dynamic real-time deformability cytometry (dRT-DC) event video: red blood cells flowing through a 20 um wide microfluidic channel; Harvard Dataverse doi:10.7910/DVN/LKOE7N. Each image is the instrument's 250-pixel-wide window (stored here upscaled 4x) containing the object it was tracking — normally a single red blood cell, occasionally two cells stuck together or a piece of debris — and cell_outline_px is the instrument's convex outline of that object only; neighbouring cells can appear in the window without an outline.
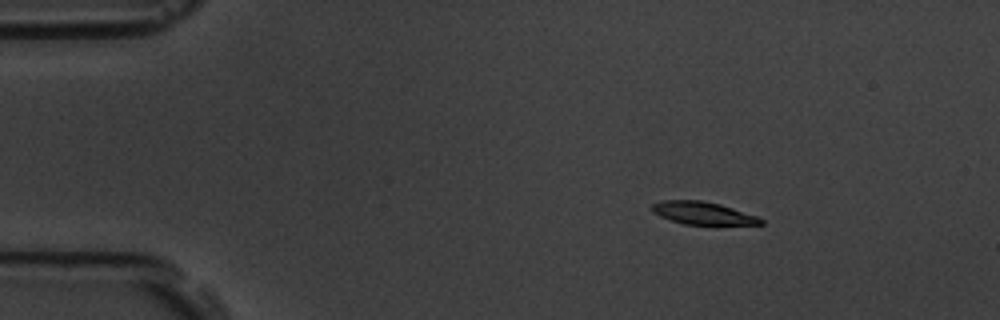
{"species": "common noctule bat (a hibernating species)", "species_latin": "Nyctalus noctula", "temperature_condition": "room temperature", "stored_images_in_passage": 5, "camera_frame_rate_fps": 3000, "um_per_image_px": 0.085, "animal": {"sex": "male", "body_mass_g": 19.5, "forearm_length_mm": 54.6}, "frame": {"image": 1, "passage_image": 2, "time_ms": 1.0, "image_size_px": [1000, 320], "cell_outline_px": [[764, 224], [684, 224], [668, 220], [652, 212], [652, 204], [660, 200], [700, 200], [720, 204], [756, 216], [764, 220]], "centroid_in_image_um": [59.68, 18.11], "position_along_channel_um": 25.3, "area_um2": 14.22}}
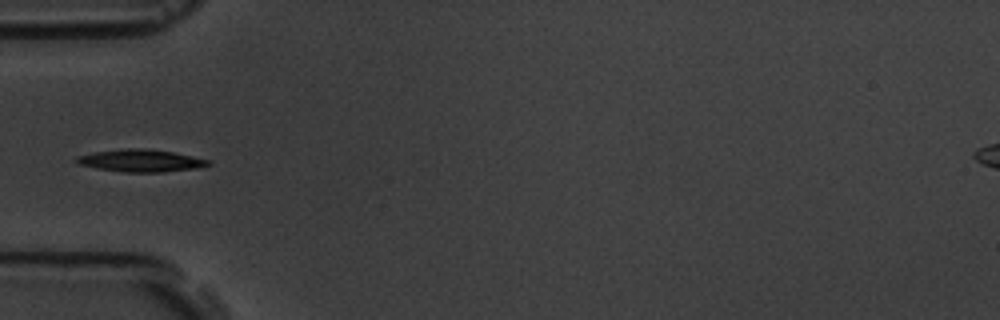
{"frame": {"image": 2, "passage_image": 5, "time_ms": 4.333, "image_size_px": [1000, 320], "cell_outline_px": [[212, 164], [196, 168], [164, 172], [124, 172], [96, 168], [76, 164], [72, 160], [76, 156], [96, 152], [128, 148], [144, 148], [172, 152], [212, 160]], "centroid_in_image_um": [11.94, 13.66], "position_along_channel_um": 73.1, "area_um2": 17.22}}